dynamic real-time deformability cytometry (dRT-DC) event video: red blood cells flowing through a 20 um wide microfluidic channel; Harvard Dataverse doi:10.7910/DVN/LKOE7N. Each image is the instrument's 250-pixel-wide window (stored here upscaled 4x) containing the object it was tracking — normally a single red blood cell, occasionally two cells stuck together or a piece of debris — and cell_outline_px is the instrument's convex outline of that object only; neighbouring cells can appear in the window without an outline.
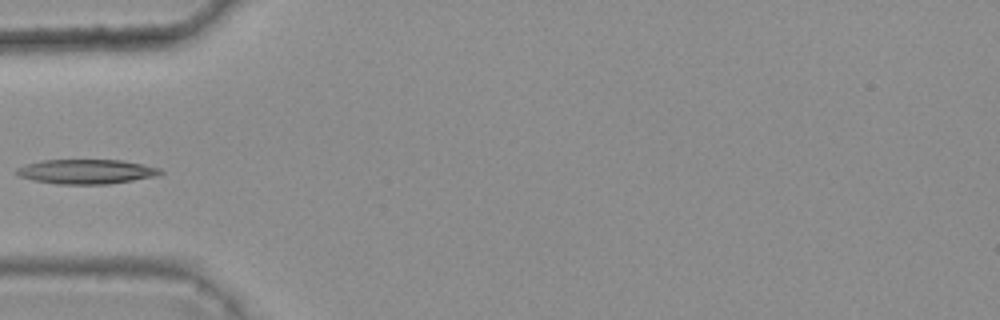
{"species": "common noctule bat (a hibernating species)", "species_latin": "Nyctalus noctula", "temperature_condition": "warm", "stored_images_in_passage": 4, "camera_frame_rate_fps": 3000, "um_per_image_px": 0.085, "animal": {"sex": "female", "body_mass_g": 25.1}, "frame": {"image": 1, "passage_image": 4, "time_ms": 1.0, "image_size_px": [1000, 320], "cell_outline_px": [[164, 172], [156, 176], [108, 184], [56, 184], [36, 180], [20, 176], [16, 172], [16, 168], [28, 164], [44, 160], [120, 160], [160, 168]], "centroid_in_image_um": [7.36, 14.59], "position_along_channel_um": 77.6, "area_um2": 20.23}}